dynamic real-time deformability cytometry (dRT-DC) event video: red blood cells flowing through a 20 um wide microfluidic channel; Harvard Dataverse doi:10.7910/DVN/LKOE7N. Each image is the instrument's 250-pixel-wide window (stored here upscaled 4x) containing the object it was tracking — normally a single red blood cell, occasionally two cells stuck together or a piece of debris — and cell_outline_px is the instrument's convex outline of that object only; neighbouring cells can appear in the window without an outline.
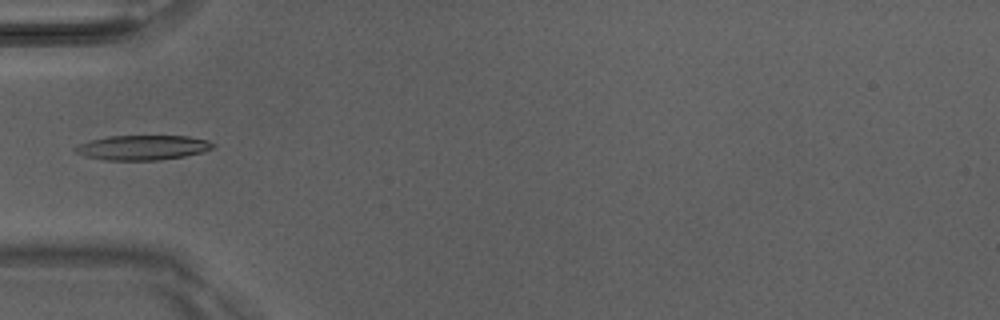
{"species": "Egyptian fruit bat (a non-hibernating species)", "species_latin": "Rousettus aegyptiacus", "temperature_condition": "room temperature", "stored_images_in_passage": 5, "camera_frame_rate_fps": 3000, "um_per_image_px": 0.085, "animal": {"sex": "male"}, "frame": {"image": 1, "passage_image": 5, "time_ms": 1.333, "image_size_px": [1000, 320], "cell_outline_px": [[216, 144], [212, 148], [204, 152], [184, 156], [160, 160], [104, 160], [88, 156], [76, 152], [72, 148], [80, 144], [92, 140], [108, 136], [188, 136], [208, 140]], "centroid_in_image_um": [12.17, 12.54], "position_along_channel_um": 72.8, "area_um2": 19.77}}